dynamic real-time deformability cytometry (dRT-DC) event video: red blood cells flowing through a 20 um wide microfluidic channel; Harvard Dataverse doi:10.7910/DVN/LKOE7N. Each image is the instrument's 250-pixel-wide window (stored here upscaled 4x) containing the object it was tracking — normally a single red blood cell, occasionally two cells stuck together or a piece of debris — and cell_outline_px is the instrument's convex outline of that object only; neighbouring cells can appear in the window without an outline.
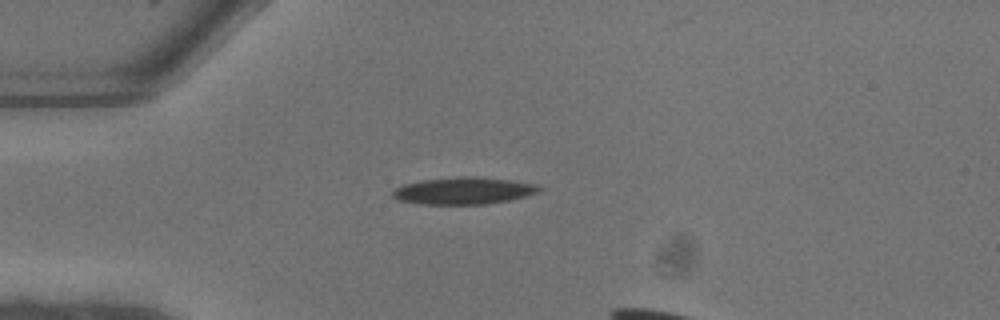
{"species": "common noctule bat (a hibernating species)", "species_latin": "Nyctalus noctula", "temperature_condition": "warm", "stored_images_in_passage": 4, "camera_frame_rate_fps": 3000, "um_per_image_px": 0.085, "animal": {"sex": "male", "body_mass_g": 13.3}, "frame": {"image": 1, "passage_image": 1, "time_ms": 0.0, "image_size_px": [1000, 320], "cell_outline_px": [[544, 188], [540, 192], [528, 196], [488, 204], [420, 204], [396, 200], [392, 196], [392, 192], [396, 188], [404, 184], [420, 180], [464, 176], [472, 176], [512, 180], [540, 184]], "centroid_in_image_um": [39.46, 16.21], "position_along_channel_um": 45.5, "area_um2": 23.41}}